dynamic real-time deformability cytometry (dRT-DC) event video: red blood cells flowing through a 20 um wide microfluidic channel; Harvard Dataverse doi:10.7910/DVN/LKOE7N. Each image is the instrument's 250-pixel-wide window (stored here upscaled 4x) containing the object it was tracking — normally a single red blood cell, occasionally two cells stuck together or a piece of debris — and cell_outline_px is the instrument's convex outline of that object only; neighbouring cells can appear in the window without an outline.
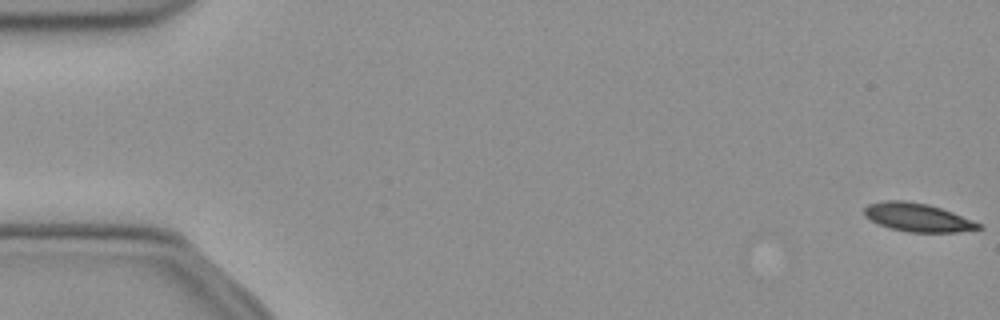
{"species": "common noctule bat (a hibernating species)", "species_latin": "Nyctalus noctula", "temperature_condition": "cold", "stored_images_in_passage": 12, "camera_frame_rate_fps": 3000, "um_per_image_px": 0.085, "animal": {"sex": "female", "body_mass_g": 21.9}, "frame": {"image": 1, "passage_image": 1, "time_ms": 0.0, "image_size_px": [1000, 320], "cell_outline_px": [[984, 228], [956, 232], [908, 232], [892, 228], [880, 224], [864, 216], [864, 208], [868, 204], [884, 200], [904, 200], [928, 204], [952, 212], [984, 224]], "centroid_in_image_um": [78.03, 18.47], "position_along_channel_um": 7.0, "area_um2": 18.9}}